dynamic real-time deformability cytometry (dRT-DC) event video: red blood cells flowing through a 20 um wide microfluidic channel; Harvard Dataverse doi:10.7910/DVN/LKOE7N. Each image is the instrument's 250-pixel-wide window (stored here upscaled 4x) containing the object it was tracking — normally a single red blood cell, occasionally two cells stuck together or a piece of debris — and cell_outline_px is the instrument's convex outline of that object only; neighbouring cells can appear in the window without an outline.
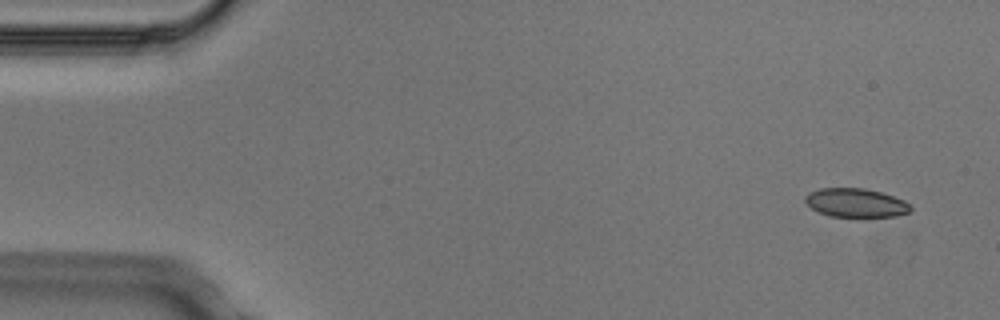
{"species": "Egyptian fruit bat (a non-hibernating species)", "species_latin": "Rousettus aegyptiacus", "temperature_condition": "cold", "stored_images_in_passage": 5, "camera_frame_rate_fps": 3000, "um_per_image_px": 0.085, "animal": {"sex": "male"}, "frame": {"image": 1, "passage_image": 1, "time_ms": 0.0, "image_size_px": [1000, 320], "cell_outline_px": [[912, 212], [896, 216], [828, 216], [812, 208], [804, 200], [804, 196], [808, 192], [820, 188], [864, 188], [880, 192], [904, 200], [912, 204]], "centroid_in_image_um": [72.76, 17.23], "position_along_channel_um": 12.2, "area_um2": 17.69}}
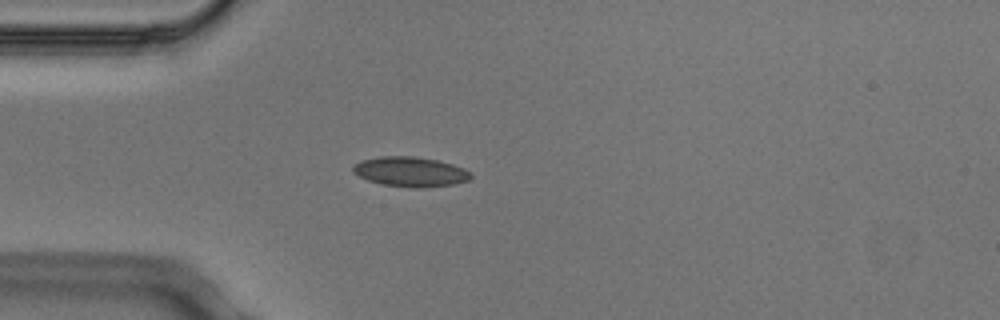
{"frame": {"image": 2, "passage_image": 4, "time_ms": 1.0, "image_size_px": [1000, 320], "cell_outline_px": [[472, 176], [468, 180], [452, 184], [424, 188], [408, 188], [380, 184], [368, 180], [352, 172], [352, 164], [360, 160], [380, 156], [412, 156], [436, 160], [452, 164], [464, 168]], "centroid_in_image_um": [34.82, 14.6], "position_along_channel_um": 50.2, "area_um2": 20.58}}